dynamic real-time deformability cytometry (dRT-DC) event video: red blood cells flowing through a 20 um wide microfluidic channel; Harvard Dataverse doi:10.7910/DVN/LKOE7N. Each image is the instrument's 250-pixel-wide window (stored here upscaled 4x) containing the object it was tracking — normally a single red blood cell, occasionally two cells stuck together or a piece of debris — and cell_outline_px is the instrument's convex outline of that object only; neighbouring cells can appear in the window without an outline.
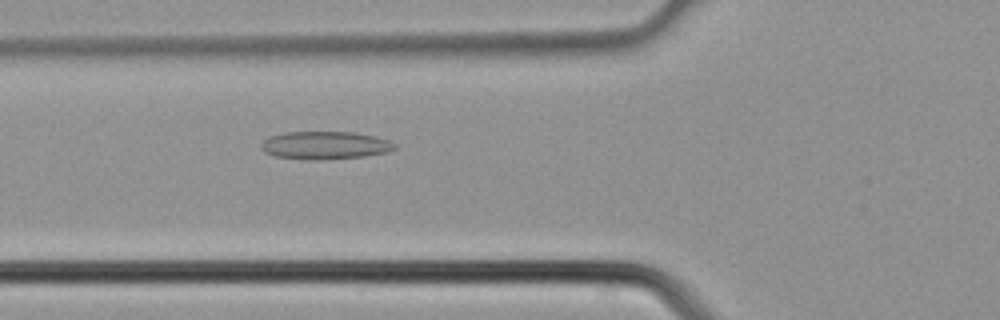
{"species": "common noctule bat (a hibernating species)", "species_latin": "Nyctalus noctula", "temperature_condition": "cold", "stored_images_in_passage": 4, "camera_frame_rate_fps": 3000, "um_per_image_px": 0.085, "animal": {"sex": "male", "body_mass_g": 21.5, "forearm_length_mm": 52.0}, "frame": {"image": 1, "passage_image": 4, "time_ms": 1.0, "image_size_px": [1000, 320], "cell_outline_px": [[396, 148], [388, 152], [364, 156], [316, 160], [308, 160], [276, 156], [264, 152], [260, 148], [260, 144], [268, 136], [284, 132], [352, 132], [376, 136], [388, 140], [396, 144]], "centroid_in_image_um": [27.6, 12.34], "position_along_channel_um": 98.2, "area_um2": 21.79}}